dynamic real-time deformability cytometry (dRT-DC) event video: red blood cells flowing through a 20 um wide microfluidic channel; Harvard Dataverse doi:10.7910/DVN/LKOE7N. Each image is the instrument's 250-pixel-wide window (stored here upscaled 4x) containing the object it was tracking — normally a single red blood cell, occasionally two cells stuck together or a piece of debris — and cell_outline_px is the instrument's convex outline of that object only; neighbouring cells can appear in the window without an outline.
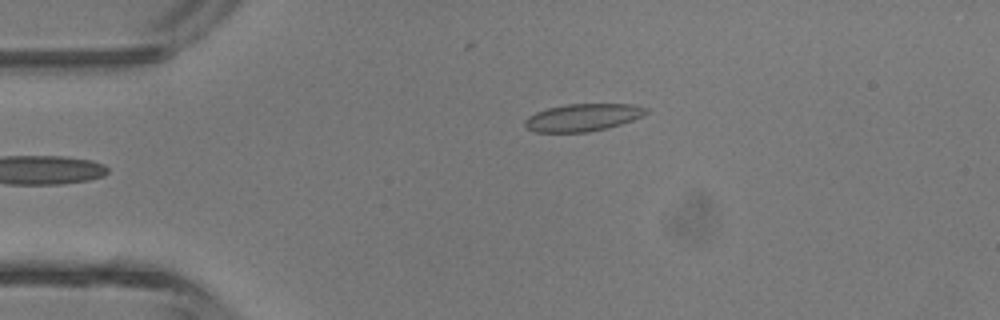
{"species": "common noctule bat (a hibernating species)", "species_latin": "Nyctalus noctula", "temperature_condition": "room temperature", "stored_images_in_passage": 5, "camera_frame_rate_fps": 3000, "um_per_image_px": 0.085, "animal": {"sex": "male", "body_mass_g": 13.3}, "frame": {"image": 1, "passage_image": 3, "time_ms": 3.333, "image_size_px": [1000, 320], "cell_outline_px": [[648, 112], [632, 120], [608, 128], [588, 132], [536, 132], [528, 128], [524, 124], [524, 120], [528, 116], [536, 112], [548, 108], [568, 104], [632, 104], [648, 108]], "centroid_in_image_um": [49.53, 9.98], "position_along_channel_um": 35.5, "area_um2": 19.25}}